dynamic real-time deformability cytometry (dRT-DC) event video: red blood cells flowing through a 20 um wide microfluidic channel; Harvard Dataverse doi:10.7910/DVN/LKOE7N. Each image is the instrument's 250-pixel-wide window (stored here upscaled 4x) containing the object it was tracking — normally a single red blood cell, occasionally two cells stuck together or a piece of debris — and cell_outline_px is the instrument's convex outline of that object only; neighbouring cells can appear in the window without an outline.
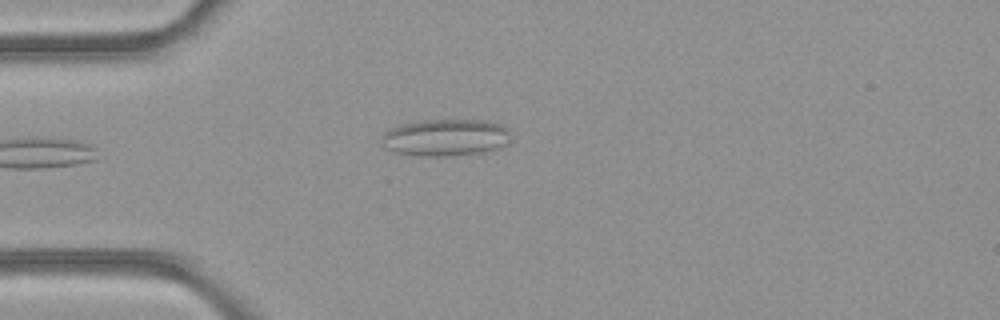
{"species": "common noctule bat (a hibernating species)", "species_latin": "Nyctalus noctula", "temperature_condition": "room temperature", "stored_images_in_passage": 2, "camera_frame_rate_fps": 3000, "um_per_image_px": 0.085, "animal": {"sex": "female", "body_mass_g": 21.9}, "frame": {"image": 1, "passage_image": 1, "time_ms": 0.0, "image_size_px": [1000, 320], "cell_outline_px": [[512, 136], [504, 144], [496, 148], [480, 152], [448, 156], [420, 156], [396, 152], [388, 148], [380, 140], [380, 136], [384, 132], [392, 128], [404, 124], [424, 120], [480, 120], [500, 124], [508, 128]], "centroid_in_image_um": [37.87, 11.68], "position_along_channel_um": 47.1, "area_um2": 27.51}}